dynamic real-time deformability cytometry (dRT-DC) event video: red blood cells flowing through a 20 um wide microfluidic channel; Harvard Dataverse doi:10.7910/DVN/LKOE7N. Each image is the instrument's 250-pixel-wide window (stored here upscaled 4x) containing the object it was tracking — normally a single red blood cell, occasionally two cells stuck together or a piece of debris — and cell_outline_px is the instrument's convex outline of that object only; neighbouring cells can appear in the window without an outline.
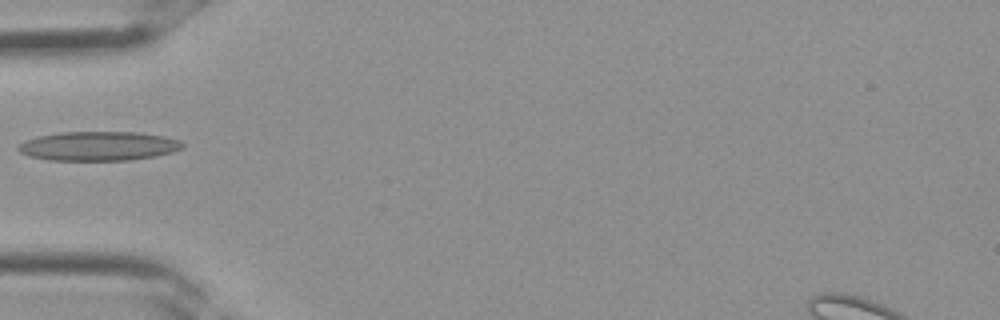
{"species": "Egyptian fruit bat (a non-hibernating species)", "species_latin": "Rousettus aegyptiacus", "temperature_condition": "room temperature", "stored_images_in_passage": 3, "camera_frame_rate_fps": 3000, "um_per_image_px": 0.085, "frame": {"image": 1, "passage_image": 3, "time_ms": 0.667, "image_size_px": [1000, 320], "cell_outline_px": [[184, 148], [172, 152], [156, 156], [132, 160], [48, 160], [28, 156], [20, 152], [16, 148], [24, 140], [40, 136], [60, 132], [136, 132], [164, 136], [180, 140], [184, 144]], "centroid_in_image_um": [8.39, 12.42], "position_along_channel_um": 76.6, "area_um2": 28.09}}